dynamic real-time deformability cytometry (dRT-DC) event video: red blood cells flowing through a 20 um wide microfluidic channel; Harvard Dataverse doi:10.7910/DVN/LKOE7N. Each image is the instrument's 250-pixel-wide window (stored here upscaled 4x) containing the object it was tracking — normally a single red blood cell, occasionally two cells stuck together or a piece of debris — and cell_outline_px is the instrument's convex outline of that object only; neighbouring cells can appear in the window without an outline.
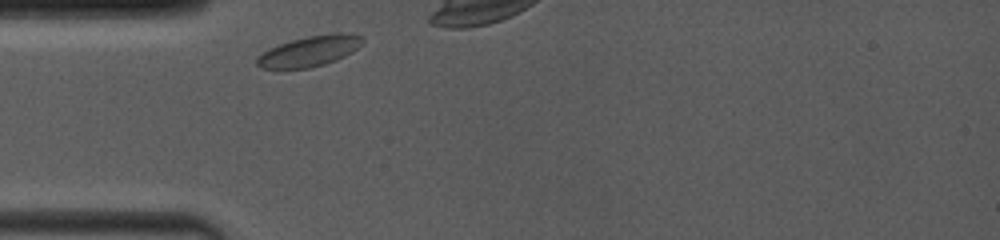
{"species": "common noctule bat (a hibernating species)", "species_latin": "Nyctalus noctula", "temperature_condition": "room temperature", "stored_images_in_passage": 17, "camera_frame_rate_fps": 4000, "um_per_image_px": 0.085, "animal": {"sex": "female", "body_mass_g": 19.0, "forearm_length_mm": 53.3}, "frame": {"image": 1, "passage_image": 1, "time_ms": 0.0, "image_size_px": [1000, 240], "cell_outline_px": [[364, 40], [352, 52], [336, 60], [324, 64], [308, 68], [260, 68], [256, 64], [256, 56], [268, 48], [292, 40], [308, 36], [336, 32], [348, 32], [364, 36]], "centroid_in_image_um": [26.31, 4.33], "position_along_channel_um": 58.7, "area_um2": 18.84}}
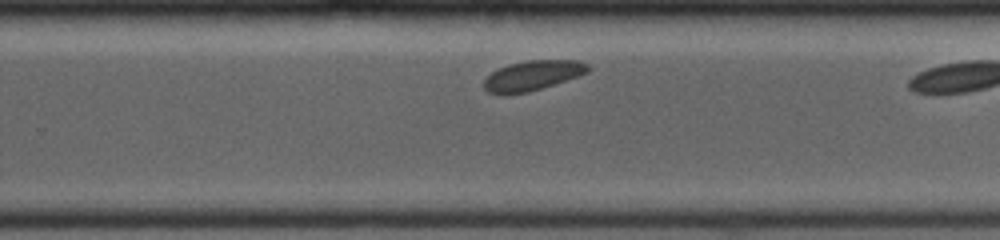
{"frame": {"image": 2, "passage_image": 12, "time_ms": 6.0, "image_size_px": [1000, 240], "cell_outline_px": [[592, 68], [588, 72], [528, 92], [488, 92], [484, 88], [484, 80], [492, 72], [500, 68], [512, 64], [528, 60], [580, 60], [588, 64]], "centroid_in_image_um": [45.33, 6.38], "position_along_channel_um": 284.5, "area_um2": 17.4}}